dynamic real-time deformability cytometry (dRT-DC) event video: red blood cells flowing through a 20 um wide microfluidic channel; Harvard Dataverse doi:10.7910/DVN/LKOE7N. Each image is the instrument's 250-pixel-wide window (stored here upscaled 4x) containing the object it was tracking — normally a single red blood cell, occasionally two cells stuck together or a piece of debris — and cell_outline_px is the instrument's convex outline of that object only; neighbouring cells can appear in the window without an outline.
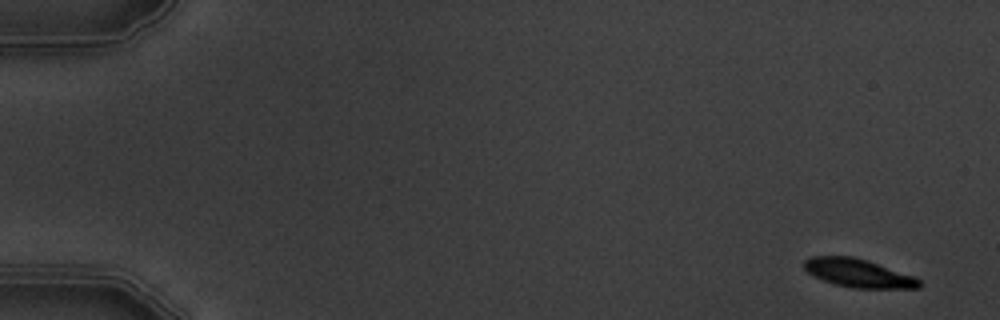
{"species": "common noctule bat (a hibernating species)", "species_latin": "Nyctalus noctula", "temperature_condition": "warm", "stored_images_in_passage": 5, "camera_frame_rate_fps": 3000, "um_per_image_px": 0.085, "animal": {"sex": "male", "body_mass_g": 19.5, "forearm_length_mm": 54.6}, "frame": {"image": 1, "passage_image": 1, "time_ms": 0.0, "image_size_px": [1000, 320], "cell_outline_px": [[920, 288], [852, 288], [836, 284], [812, 276], [804, 268], [804, 260], [812, 256], [852, 256], [868, 260], [916, 276], [920, 280]], "centroid_in_image_um": [72.98, 23.21], "position_along_channel_um": 12.0, "area_um2": 19.13}}
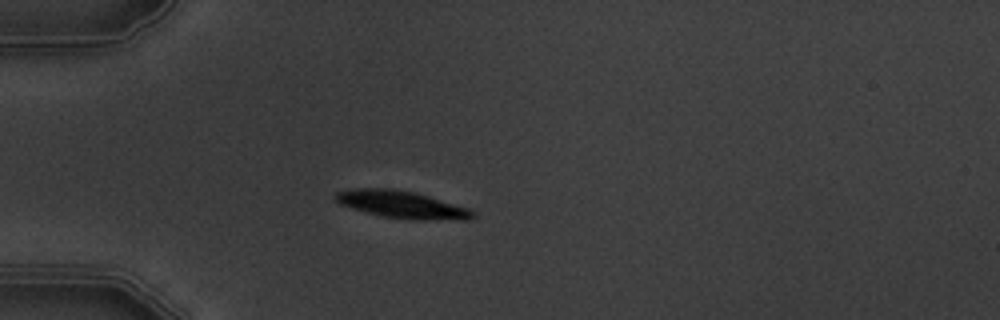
{"frame": {"image": 2, "passage_image": 5, "time_ms": 4.667, "image_size_px": [1000, 320], "cell_outline_px": [[476, 216], [472, 220], [408, 220], [380, 216], [352, 208], [340, 204], [336, 200], [336, 192], [352, 188], [392, 188], [416, 192], [468, 208], [476, 212]], "centroid_in_image_um": [34.21, 17.4], "position_along_channel_um": 50.8, "area_um2": 22.2}}